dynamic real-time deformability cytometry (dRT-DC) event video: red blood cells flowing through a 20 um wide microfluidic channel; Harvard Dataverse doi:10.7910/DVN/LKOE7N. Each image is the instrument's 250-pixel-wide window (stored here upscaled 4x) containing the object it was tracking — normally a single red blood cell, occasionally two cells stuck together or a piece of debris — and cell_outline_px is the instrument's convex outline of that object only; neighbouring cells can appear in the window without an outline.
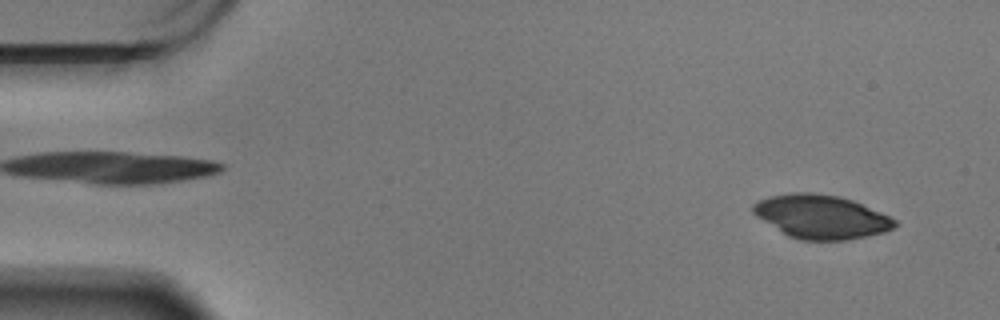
{"species": "Egyptian fruit bat (a non-hibernating species)", "species_latin": "Rousettus aegyptiacus", "temperature_condition": "warm", "stored_images_in_passage": 58, "camera_frame_rate_fps": 3000, "um_per_image_px": 0.085, "animal": {"sex": "male"}, "frame": {"image": 1, "passage_image": 4, "time_ms": 1.0, "image_size_px": [1000, 320], "cell_outline_px": [[900, 224], [896, 228], [884, 232], [848, 240], [800, 240], [788, 236], [756, 216], [752, 212], [752, 204], [768, 196], [792, 192], [812, 192], [840, 196], [852, 200], [880, 212], [896, 220]], "centroid_in_image_um": [69.8, 18.42], "position_along_channel_um": 15.2, "area_um2": 36.18}}